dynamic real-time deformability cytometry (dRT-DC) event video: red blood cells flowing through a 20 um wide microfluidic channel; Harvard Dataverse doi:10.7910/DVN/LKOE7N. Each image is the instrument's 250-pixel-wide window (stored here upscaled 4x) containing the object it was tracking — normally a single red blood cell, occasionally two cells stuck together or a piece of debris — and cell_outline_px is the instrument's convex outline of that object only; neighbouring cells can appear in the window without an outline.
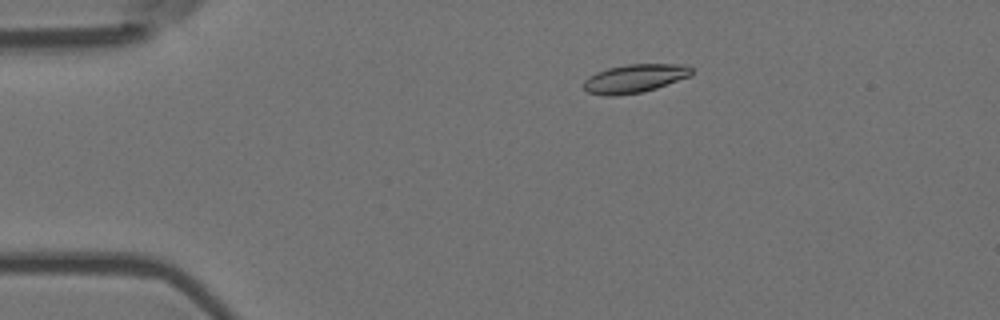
{"species": "Egyptian fruit bat (a non-hibernating species)", "species_latin": "Rousettus aegyptiacus", "temperature_condition": "room temperature", "stored_images_in_passage": 56, "camera_frame_rate_fps": 3000, "um_per_image_px": 0.085, "animal": {"sex": "female"}, "frame": {"image": 1, "passage_image": 11, "time_ms": 3.333, "image_size_px": [1000, 320], "cell_outline_px": [[692, 72], [688, 76], [656, 88], [644, 92], [616, 96], [604, 96], [588, 92], [584, 88], [584, 80], [588, 76], [596, 72], [608, 68], [628, 64], [684, 64], [692, 68]], "centroid_in_image_um": [53.9, 6.67], "position_along_channel_um": 31.1, "area_um2": 17.86}}
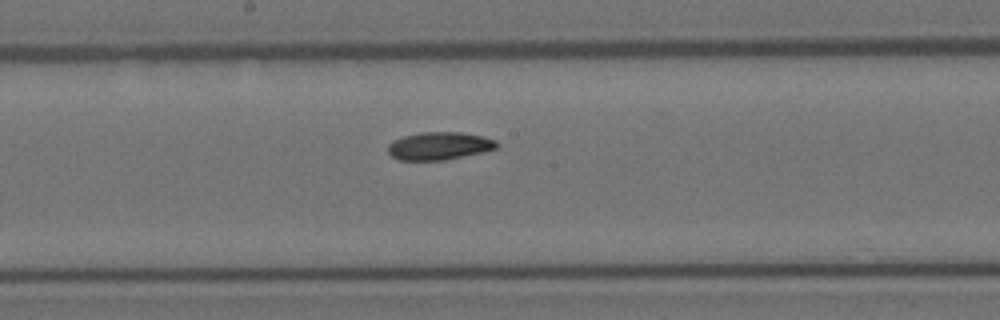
{"frame": {"image": 2, "passage_image": 30, "time_ms": 9.667, "image_size_px": [1000, 320], "cell_outline_px": [[500, 144], [496, 148], [484, 152], [444, 160], [400, 160], [392, 156], [388, 152], [388, 144], [392, 140], [404, 136], [424, 132], [460, 132], [484, 136], [496, 140]], "centroid_in_image_um": [37.36, 12.4], "position_along_channel_um": 210.8, "area_um2": 17.69}}
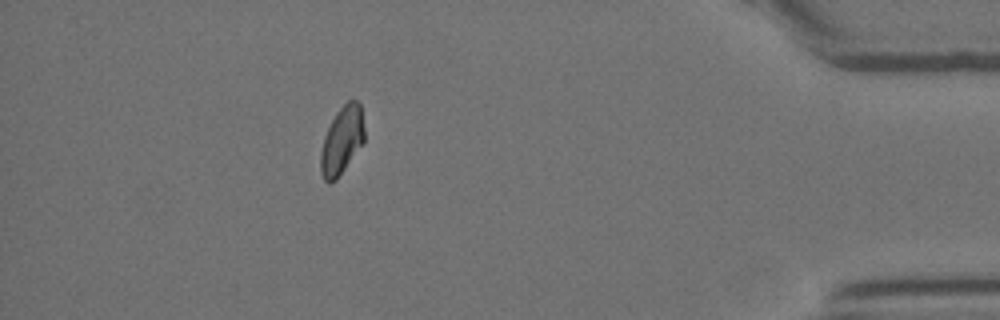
{"frame": {"image": 3, "passage_image": 50, "time_ms": 16.333, "image_size_px": [1000, 320], "cell_outline_px": [[364, 144], [336, 180], [328, 184], [324, 180], [320, 172], [320, 152], [324, 136], [336, 112], [348, 100], [356, 100], [360, 104], [364, 128]], "centroid_in_image_um": [29.06, 11.97], "position_along_channel_um": 406.1, "area_um2": 17.46}, "authors_computed_cell_mechanics": {"area_um2": 17.4267, "velocity_mm_per_s": 3.6586, "shape_relaxation_time_tau1_ms": 7.0009, "shape_relaxation_time_tau2_ms": null, "deformation_change_tau1": 0.1499, "deformation_change_tau2": null}}